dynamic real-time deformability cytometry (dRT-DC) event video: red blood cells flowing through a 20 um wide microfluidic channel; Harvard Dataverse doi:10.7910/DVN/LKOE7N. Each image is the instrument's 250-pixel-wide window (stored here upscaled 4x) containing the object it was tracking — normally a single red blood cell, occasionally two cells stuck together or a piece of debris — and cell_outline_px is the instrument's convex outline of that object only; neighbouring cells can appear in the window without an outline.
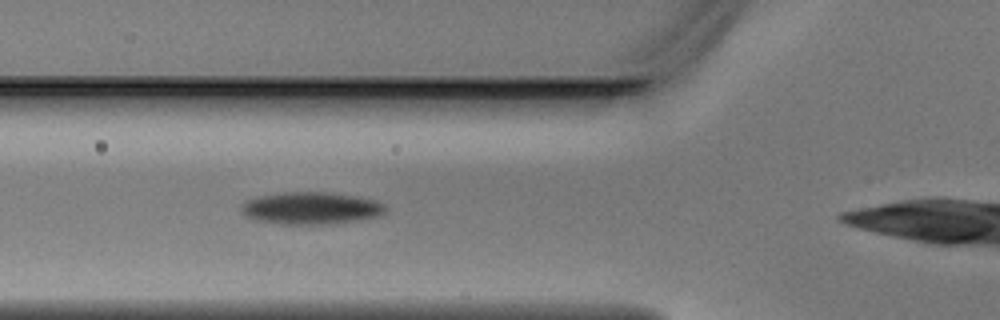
{"species": "Egyptian fruit bat (a non-hibernating species)", "species_latin": "Rousettus aegyptiacus", "temperature_condition": "warm", "stored_images_in_passage": 3, "camera_frame_rate_fps": 3000, "um_per_image_px": 0.085, "animal": {"sex": "male"}, "frame": {"image": 1, "passage_image": 2, "time_ms": 0.333, "image_size_px": [1000, 320], "cell_outline_px": [[388, 208], [380, 216], [356, 220], [324, 224], [280, 224], [256, 220], [240, 212], [240, 204], [244, 200], [256, 196], [284, 192], [324, 192], [352, 196], [376, 200], [384, 204]], "centroid_in_image_um": [26.38, 17.69], "position_along_channel_um": 99.4, "area_um2": 27.11}}